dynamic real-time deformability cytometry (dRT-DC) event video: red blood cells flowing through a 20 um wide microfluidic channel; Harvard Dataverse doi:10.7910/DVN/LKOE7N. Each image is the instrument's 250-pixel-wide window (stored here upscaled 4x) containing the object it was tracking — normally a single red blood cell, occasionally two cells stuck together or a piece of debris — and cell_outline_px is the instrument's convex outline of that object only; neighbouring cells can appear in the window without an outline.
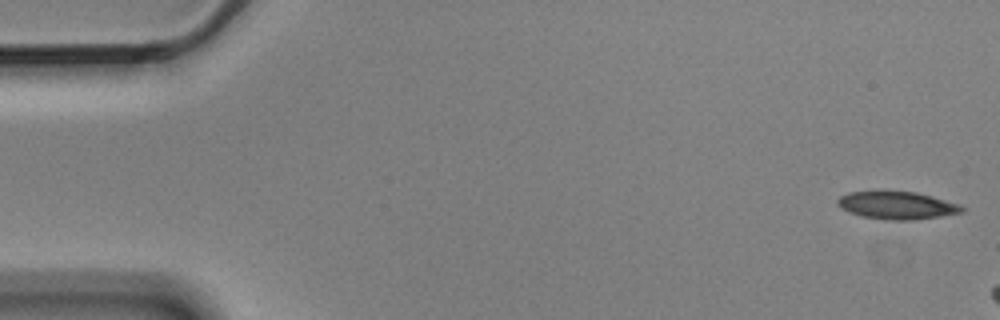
{"species": "Egyptian fruit bat (a non-hibernating species)", "species_latin": "Rousettus aegyptiacus", "temperature_condition": "cold", "stored_images_in_passage": 3, "camera_frame_rate_fps": 3000, "um_per_image_px": 0.085, "animal": {"sex": "male"}, "frame": {"image": 1, "passage_image": 1, "time_ms": 0.0, "image_size_px": [1000, 320], "cell_outline_px": [[964, 212], [940, 216], [912, 220], [888, 220], [860, 216], [840, 208], [836, 204], [836, 200], [840, 196], [848, 192], [880, 188], [884, 188], [916, 192], [932, 196], [960, 204], [964, 208]], "centroid_in_image_um": [76.17, 17.4], "position_along_channel_um": 8.8, "area_um2": 20.98}}